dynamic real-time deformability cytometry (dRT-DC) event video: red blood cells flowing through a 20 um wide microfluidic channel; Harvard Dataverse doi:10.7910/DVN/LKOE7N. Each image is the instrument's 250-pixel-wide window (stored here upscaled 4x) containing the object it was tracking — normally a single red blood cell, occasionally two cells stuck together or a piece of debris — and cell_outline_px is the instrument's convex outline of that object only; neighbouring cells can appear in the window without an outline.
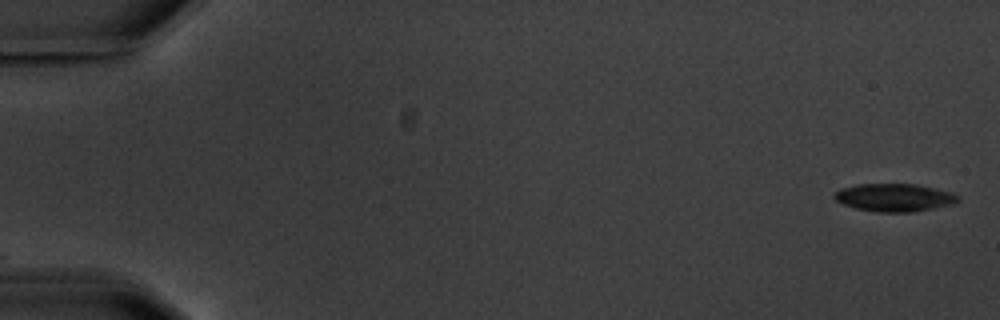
{"species": "common noctule bat (a hibernating species)", "species_latin": "Nyctalus noctula", "temperature_condition": "warm", "stored_images_in_passage": 15, "camera_frame_rate_fps": 3000, "um_per_image_px": 0.085, "animal": {"sex": "male", "body_mass_g": 20.1, "forearm_length_mm": 53.5}, "frame": {"image": 1, "passage_image": 1, "time_ms": 0.0, "image_size_px": [1000, 320], "cell_outline_px": [[960, 200], [948, 204], [932, 208], [912, 212], [876, 212], [856, 208], [844, 204], [836, 200], [832, 196], [836, 192], [844, 188], [860, 184], [916, 184], [952, 192], [960, 196]], "centroid_in_image_um": [76.03, 16.79], "position_along_channel_um": 9.0, "area_um2": 19.77}, "authors_computed_cell_mechanics": {"area_um2": 19.9988, "velocity_mm_per_s": 3.5325, "shape_relaxation_time_tau1_ms": 3.7402, "shape_relaxation_time_tau2_ms": 1.9332, "deformation_change_tau1": 0.109, "deformation_change_tau2": 0.0862}}